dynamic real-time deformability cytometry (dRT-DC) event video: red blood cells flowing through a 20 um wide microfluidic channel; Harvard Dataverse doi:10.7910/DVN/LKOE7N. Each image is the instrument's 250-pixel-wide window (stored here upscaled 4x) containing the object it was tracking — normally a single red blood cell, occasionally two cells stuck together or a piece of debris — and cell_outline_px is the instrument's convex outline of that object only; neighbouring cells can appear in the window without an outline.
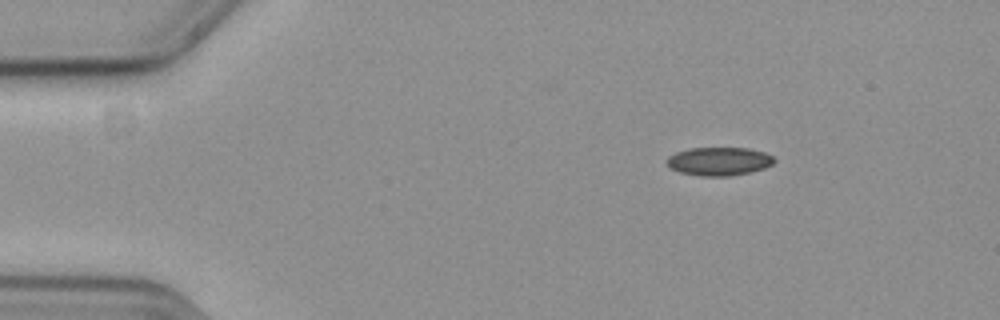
{"species": "common noctule bat (a hibernating species)", "species_latin": "Nyctalus noctula", "temperature_condition": "cold", "stored_images_in_passage": 50, "camera_frame_rate_fps": 3000, "um_per_image_px": 0.085, "animal": {"sex": "female", "body_mass_g": 19.3, "forearm_length_mm": 54.1}, "frame": {"image": 1, "passage_image": 1, "time_ms": 0.0, "image_size_px": [1000, 320], "cell_outline_px": [[776, 160], [772, 164], [764, 168], [752, 172], [728, 176], [700, 176], [680, 172], [668, 168], [664, 164], [664, 160], [668, 156], [676, 152], [688, 148], [748, 148], [764, 152], [772, 156]], "centroid_in_image_um": [61.06, 13.71], "position_along_channel_um": 23.9, "area_um2": 18.03}}
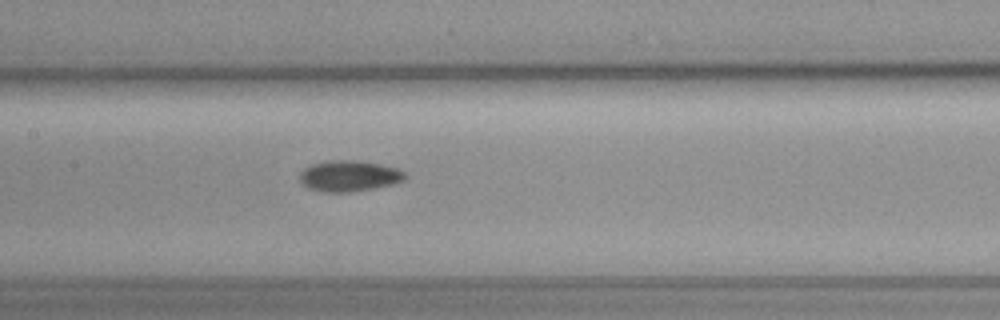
{"frame": {"image": 2, "passage_image": 20, "time_ms": 6.333, "image_size_px": [1000, 320], "cell_outline_px": [[404, 180], [392, 184], [352, 192], [324, 192], [308, 188], [300, 180], [300, 172], [304, 168], [312, 164], [328, 160], [356, 160], [380, 164], [396, 168], [404, 172]], "centroid_in_image_um": [29.64, 14.95], "position_along_channel_um": 177.8, "area_um2": 18.84}}
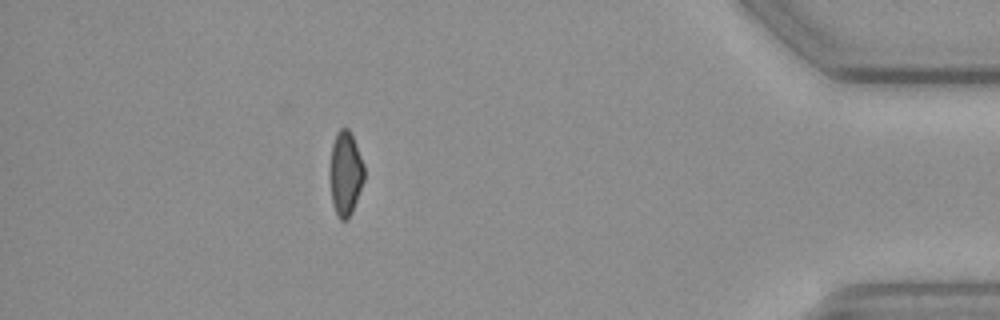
{"frame": {"image": 3, "passage_image": 43, "time_ms": 14.0, "image_size_px": [1000, 320], "cell_outline_px": [[364, 180], [352, 212], [348, 220], [340, 220], [336, 216], [332, 204], [328, 176], [328, 172], [332, 144], [336, 132], [340, 128], [348, 128], [356, 144], [364, 164]], "centroid_in_image_um": [29.33, 14.77], "position_along_channel_um": 405.9, "area_um2": 17.34}, "authors_computed_cell_mechanics": {"area_um2": 18.0914, "velocity_mm_per_s": 3.6601, "shape_relaxation_time_tau1_ms": 4.8757, "shape_relaxation_time_tau2_ms": null, "deformation_change_tau1": 0.0802, "deformation_change_tau2": null}}